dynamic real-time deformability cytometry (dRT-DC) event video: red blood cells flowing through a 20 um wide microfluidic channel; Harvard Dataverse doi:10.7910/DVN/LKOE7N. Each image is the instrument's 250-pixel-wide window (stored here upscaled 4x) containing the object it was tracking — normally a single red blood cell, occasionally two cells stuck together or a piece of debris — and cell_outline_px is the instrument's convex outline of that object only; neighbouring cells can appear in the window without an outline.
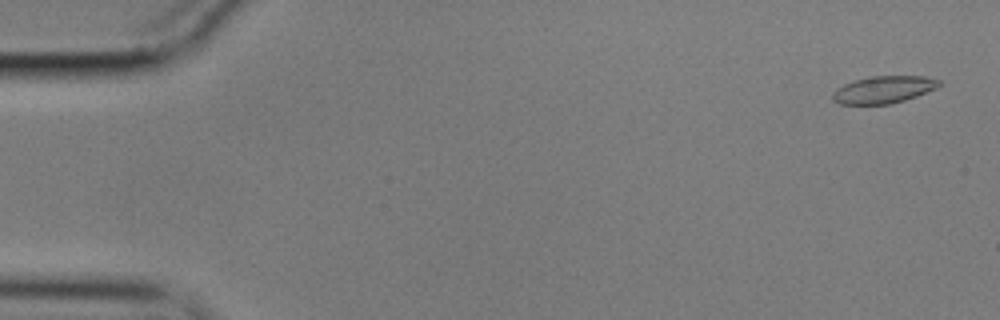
{"species": "common noctule bat (a hibernating species)", "species_latin": "Nyctalus noctula", "temperature_condition": "cold", "stored_images_in_passage": 19, "camera_frame_rate_fps": 3000, "um_per_image_px": 0.085, "animal": {"sex": "male", "body_mass_g": 17.9}, "frame": {"image": 1, "passage_image": 2, "time_ms": 0.333, "image_size_px": [1000, 320], "cell_outline_px": [[944, 84], [936, 88], [916, 96], [892, 104], [840, 104], [832, 100], [832, 92], [844, 84], [856, 80], [872, 76], [924, 76], [940, 80]], "centroid_in_image_um": [75.12, 7.62], "position_along_channel_um": 9.9, "area_um2": 16.88}}
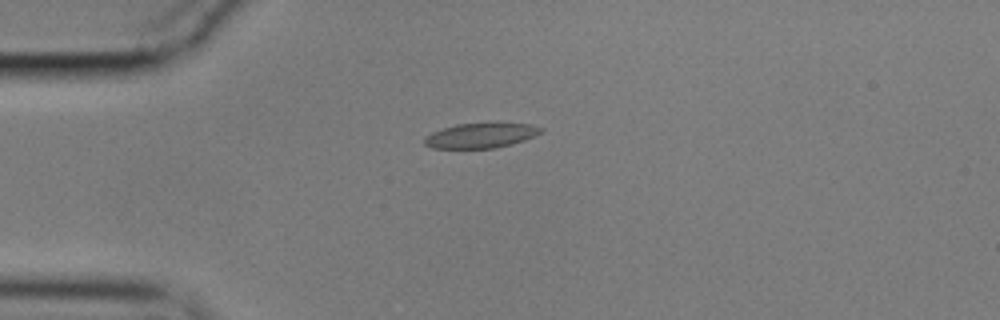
{"frame": {"image": 2, "passage_image": 14, "time_ms": 4.333, "image_size_px": [1000, 320], "cell_outline_px": [[544, 128], [536, 136], [512, 144], [496, 148], [432, 148], [424, 144], [424, 136], [432, 132], [456, 124], [532, 124]], "centroid_in_image_um": [40.86, 11.53], "position_along_channel_um": 44.1, "area_um2": 16.7}}